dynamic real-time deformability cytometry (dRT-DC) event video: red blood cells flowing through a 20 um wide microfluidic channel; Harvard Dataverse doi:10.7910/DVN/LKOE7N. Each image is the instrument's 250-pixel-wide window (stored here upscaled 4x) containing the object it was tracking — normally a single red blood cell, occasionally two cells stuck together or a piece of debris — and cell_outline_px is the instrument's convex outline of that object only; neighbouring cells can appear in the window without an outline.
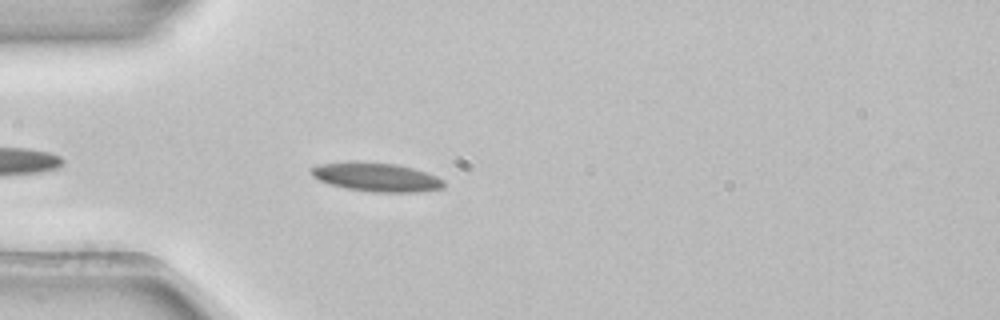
{"species": "common noctule bat (a hibernating species)", "species_latin": "Nyctalus noctula", "temperature_condition": "room temperature", "stored_images_in_passage": 4, "camera_frame_rate_fps": 3000, "um_per_image_px": 0.085, "animal": {"sex": "female", "body_mass_g": 22.7, "forearm_length_mm": 54.2}, "frame": {"image": 1, "passage_image": 4, "time_ms": 1.0, "image_size_px": [1000, 320], "cell_outline_px": [[444, 188], [416, 192], [372, 192], [344, 188], [328, 184], [312, 176], [312, 168], [320, 164], [352, 160], [356, 160], [396, 164], [412, 168], [436, 176], [444, 180]], "centroid_in_image_um": [31.97, 15.04], "position_along_channel_um": 53.0, "area_um2": 22.43}}